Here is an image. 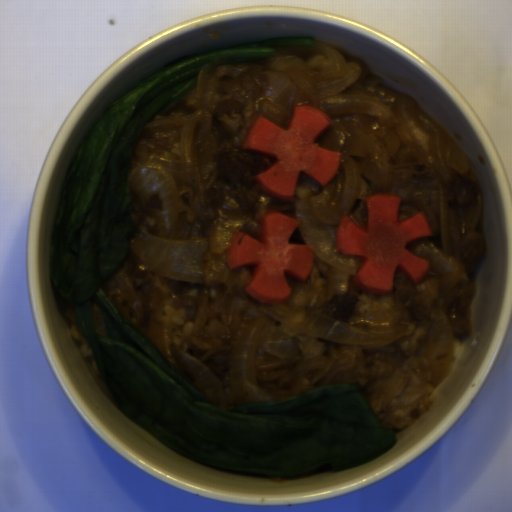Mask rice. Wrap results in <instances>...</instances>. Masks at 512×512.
<instances>
[{
  "label": "rice",
  "instance_id": "1",
  "mask_svg": "<svg viewBox=\"0 0 512 512\" xmlns=\"http://www.w3.org/2000/svg\"><path fill=\"white\" fill-rule=\"evenodd\" d=\"M160 321L171 327L173 332L172 341L174 345L181 346L186 335L191 331L193 322L187 317V309H174L164 307Z\"/></svg>",
  "mask_w": 512,
  "mask_h": 512
}]
</instances>
